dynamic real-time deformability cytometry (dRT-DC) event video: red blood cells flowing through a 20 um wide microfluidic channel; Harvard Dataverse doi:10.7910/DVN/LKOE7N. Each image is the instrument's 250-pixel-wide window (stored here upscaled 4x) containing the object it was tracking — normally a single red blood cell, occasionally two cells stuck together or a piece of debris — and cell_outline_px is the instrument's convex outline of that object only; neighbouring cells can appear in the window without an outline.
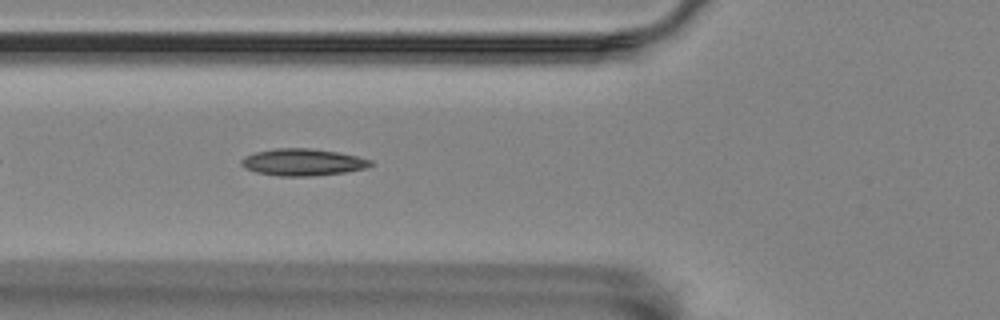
{"species": "Egyptian fruit bat (a non-hibernating species)", "species_latin": "Rousettus aegyptiacus", "temperature_condition": "room temperature", "stored_images_in_passage": 38, "camera_frame_rate_fps": 3000, "um_per_image_px": 0.085, "animal": {"sex": "female"}, "frame": {"image": 1, "passage_image": 8, "time_ms": 2.333, "image_size_px": [1000, 320], "cell_outline_px": [[372, 164], [368, 168], [344, 172], [312, 176], [280, 176], [256, 172], [244, 168], [240, 164], [240, 160], [244, 156], [256, 152], [276, 148], [308, 148], [336, 152], [356, 156], [372, 160]], "centroid_in_image_um": [25.7, 13.79], "position_along_channel_um": 100.1, "area_um2": 20.23}}
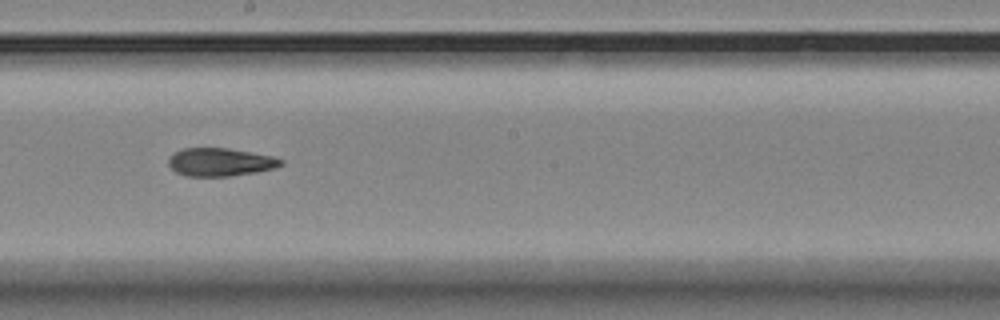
{"frame": {"image": 2, "passage_image": 19, "time_ms": 6.0, "image_size_px": [1000, 320], "cell_outline_px": [[284, 164], [276, 168], [256, 172], [228, 176], [188, 176], [176, 172], [168, 164], [168, 160], [176, 152], [184, 148], [228, 148], [272, 156], [284, 160]], "centroid_in_image_um": [18.76, 13.78], "position_along_channel_um": 229.4, "area_um2": 18.26}}
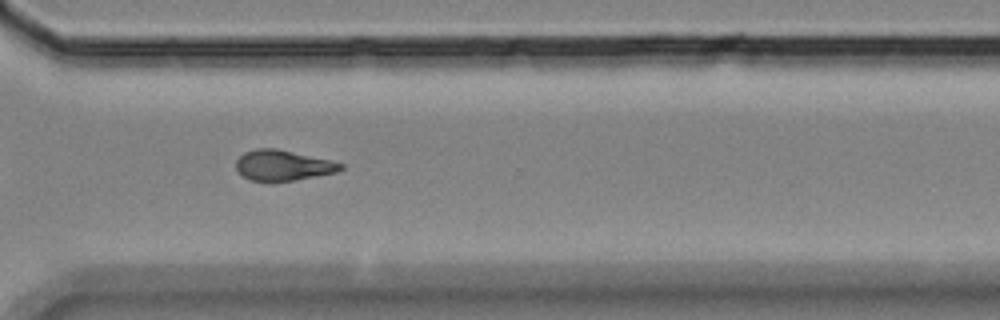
{"frame": {"image": 3, "passage_image": 29, "time_ms": 9.333, "image_size_px": [1000, 320], "cell_outline_px": [[344, 168], [336, 172], [292, 180], [252, 180], [244, 176], [236, 168], [236, 160], [244, 152], [256, 148], [276, 148], [332, 160], [344, 164]], "centroid_in_image_um": [24.07, 14.02], "position_along_channel_um": 346.5, "area_um2": 18.26}, "authors_computed_cell_mechanics": {"area_um2": 18.5249, "velocity_mm_per_s": 3.5201, "shape_relaxation_time_tau1_ms": null, "shape_relaxation_time_tau2_ms": 10.1072, "deformation_change_tau1": null, "deformation_change_tau2": 0.2143}}